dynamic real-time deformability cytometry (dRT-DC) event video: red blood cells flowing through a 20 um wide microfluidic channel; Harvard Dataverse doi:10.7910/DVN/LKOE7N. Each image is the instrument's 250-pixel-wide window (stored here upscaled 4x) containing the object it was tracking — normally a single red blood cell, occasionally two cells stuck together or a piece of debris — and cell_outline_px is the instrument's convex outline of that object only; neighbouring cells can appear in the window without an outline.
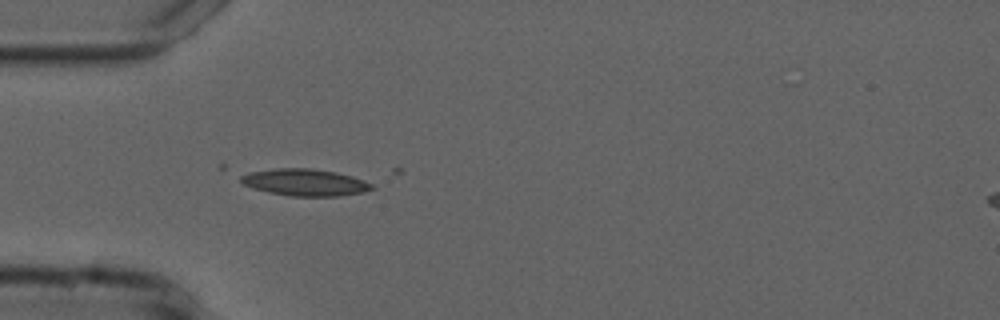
{"species": "common noctule bat (a hibernating species)", "species_latin": "Nyctalus noctula", "temperature_condition": "cold", "stored_images_in_passage": 3, "camera_frame_rate_fps": 3000, "um_per_image_px": 0.085, "animal": {"sex": "male", "forearm_length_mm": 52.5}, "frame": {"image": 1, "passage_image": 2, "time_ms": 0.333, "image_size_px": [1000, 320], "cell_outline_px": [[376, 188], [364, 192], [340, 196], [292, 196], [268, 192], [252, 188], [244, 184], [240, 180], [240, 176], [248, 172], [276, 168], [312, 168], [336, 172], [352, 176], [364, 180], [372, 184]], "centroid_in_image_um": [25.94, 15.5], "position_along_channel_um": 59.1, "area_um2": 20.63}}